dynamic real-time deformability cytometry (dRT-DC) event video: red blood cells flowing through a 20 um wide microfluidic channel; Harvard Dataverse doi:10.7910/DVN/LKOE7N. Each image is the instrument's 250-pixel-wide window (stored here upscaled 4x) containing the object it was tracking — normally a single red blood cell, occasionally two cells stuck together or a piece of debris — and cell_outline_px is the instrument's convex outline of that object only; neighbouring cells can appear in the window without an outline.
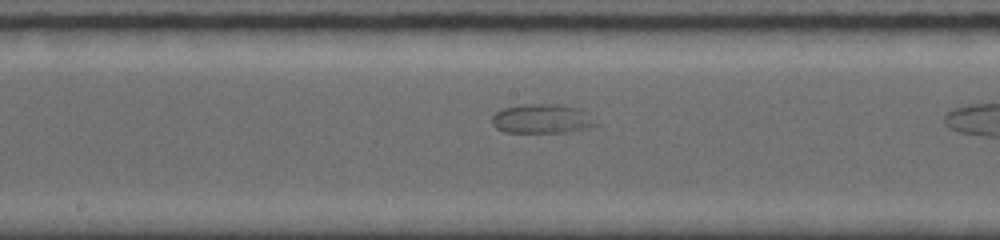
{"species": "common noctule bat (a hibernating species)", "species_latin": "Nyctalus noctula", "temperature_condition": "room temperature", "stored_images_in_passage": 15, "segment_of_instrument_passage": [1, 2], "camera_frame_rate_fps": 5000, "um_per_image_px": 0.085, "animal": {"sex": "female", "body_mass_g": 19.0, "forearm_length_mm": 56.7}, "frame": {"image": 1, "passage_image": 7, "time_ms": 4.2, "image_size_px": [1000, 240], "cell_outline_px": [[600, 124], [588, 128], [568, 132], [504, 132], [496, 128], [492, 124], [492, 116], [496, 112], [504, 108], [524, 104], [560, 104], [580, 108]], "centroid_in_image_um": [46.09, 10.09], "position_along_channel_um": 202.1, "area_um2": 17.8}}
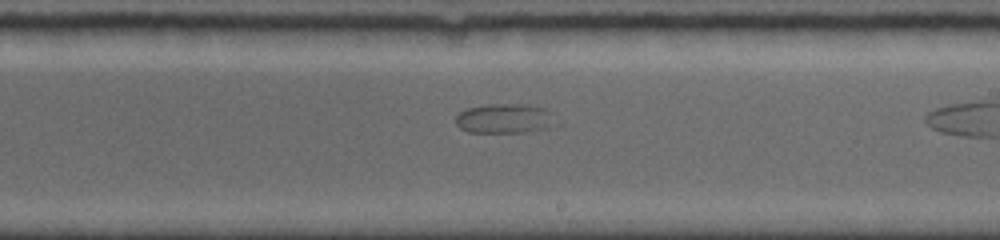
{"frame": {"image": 2, "passage_image": 11, "time_ms": 5.4, "image_size_px": [1000, 240], "cell_outline_px": [[564, 124], [548, 128], [524, 132], [468, 132], [460, 128], [456, 124], [456, 116], [464, 108], [488, 104], [528, 104], [544, 108]], "centroid_in_image_um": [42.97, 10.07], "position_along_channel_um": 246.0, "area_um2": 17.74}}